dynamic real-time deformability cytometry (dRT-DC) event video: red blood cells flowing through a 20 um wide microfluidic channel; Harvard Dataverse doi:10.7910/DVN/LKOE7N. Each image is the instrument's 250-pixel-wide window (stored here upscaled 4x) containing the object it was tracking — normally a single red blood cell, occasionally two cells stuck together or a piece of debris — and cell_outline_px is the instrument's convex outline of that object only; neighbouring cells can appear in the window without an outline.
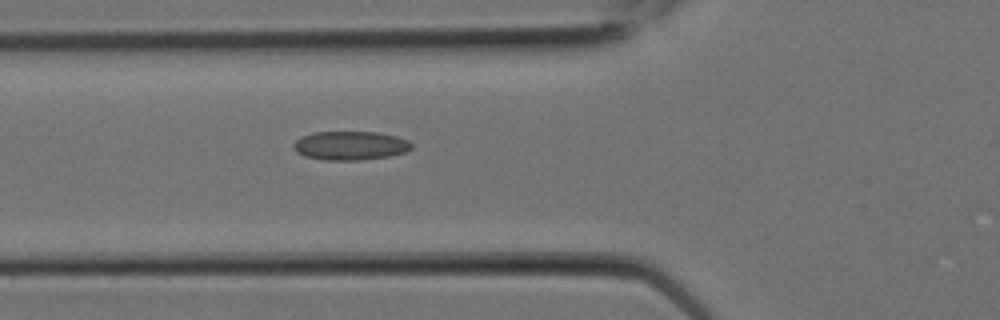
{"species": "Egyptian fruit bat (a non-hibernating species)", "species_latin": "Rousettus aegyptiacus", "temperature_condition": "room temperature", "stored_images_in_passage": 6, "camera_frame_rate_fps": 3000, "um_per_image_px": 0.085, "animal": {"sex": "female"}, "frame": {"image": 1, "passage_image": 6, "time_ms": 1.667, "image_size_px": [1000, 320], "cell_outline_px": [[412, 148], [404, 152], [388, 156], [360, 160], [324, 160], [304, 156], [296, 152], [292, 148], [292, 144], [300, 136], [312, 132], [380, 132], [396, 136], [408, 140], [412, 144]], "centroid_in_image_um": [29.73, 12.37], "position_along_channel_um": 96.1, "area_um2": 20.0}}